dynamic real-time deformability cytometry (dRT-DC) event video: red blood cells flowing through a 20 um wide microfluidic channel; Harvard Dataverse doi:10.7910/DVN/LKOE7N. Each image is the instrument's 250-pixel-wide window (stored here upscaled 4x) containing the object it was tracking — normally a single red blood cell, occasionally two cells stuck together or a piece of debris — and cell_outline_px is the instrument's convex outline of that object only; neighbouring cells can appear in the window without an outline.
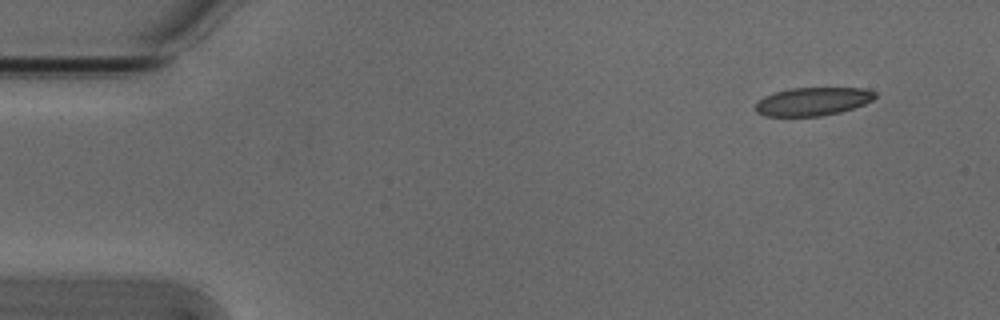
{"species": "Egyptian fruit bat (a non-hibernating species)", "species_latin": "Rousettus aegyptiacus", "temperature_condition": "cold", "stored_images_in_passage": 4, "camera_frame_rate_fps": 3000, "um_per_image_px": 0.085, "animal": {"sex": "male"}, "frame": {"image": 1, "passage_image": 1, "time_ms": 0.0, "image_size_px": [1000, 320], "cell_outline_px": [[876, 96], [872, 100], [864, 104], [840, 112], [820, 116], [764, 116], [756, 112], [756, 104], [764, 96], [776, 92], [792, 88], [864, 88], [876, 92]], "centroid_in_image_um": [69.09, 8.62], "position_along_channel_um": 15.9, "area_um2": 19.54}}
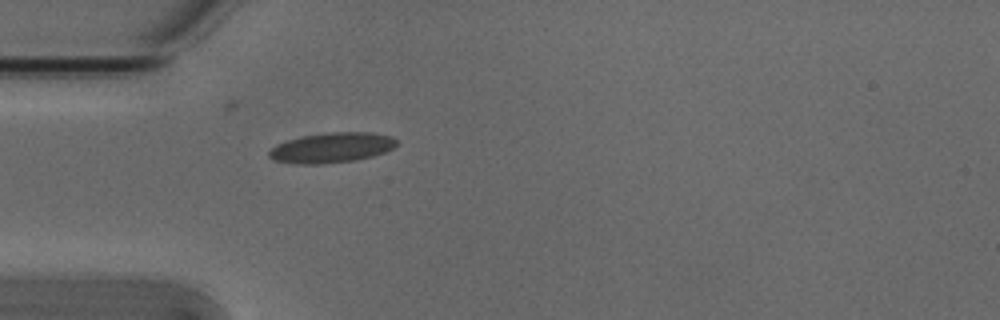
{"frame": {"image": 2, "passage_image": 4, "time_ms": 1.0, "image_size_px": [1000, 320], "cell_outline_px": [[396, 144], [392, 148], [384, 152], [372, 156], [352, 160], [320, 164], [296, 164], [276, 160], [268, 156], [268, 152], [276, 144], [300, 136], [328, 132], [372, 132], [392, 136], [396, 140]], "centroid_in_image_um": [28.18, 12.54], "position_along_channel_um": 56.8, "area_um2": 22.25}}